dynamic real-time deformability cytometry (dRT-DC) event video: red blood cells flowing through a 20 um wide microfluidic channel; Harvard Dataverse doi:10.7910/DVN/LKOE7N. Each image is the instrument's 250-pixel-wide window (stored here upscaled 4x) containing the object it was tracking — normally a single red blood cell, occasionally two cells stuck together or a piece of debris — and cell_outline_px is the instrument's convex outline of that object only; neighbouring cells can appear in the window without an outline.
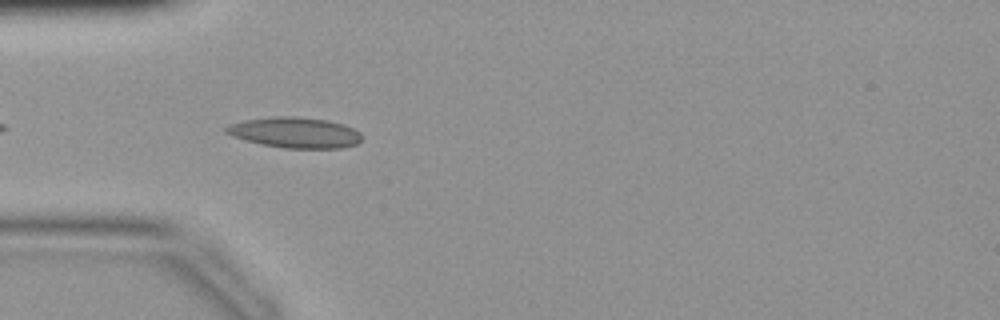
{"species": "common noctule bat (a hibernating species)", "species_latin": "Nyctalus noctula", "temperature_condition": "warm", "stored_images_in_passage": 7, "camera_frame_rate_fps": 3000, "um_per_image_px": 0.085, "animal": {"sex": "female", "body_mass_g": 19.9}, "frame": {"image": 1, "passage_image": 3, "time_ms": 0.667, "image_size_px": [1000, 320], "cell_outline_px": [[360, 140], [356, 144], [340, 148], [284, 148], [260, 144], [244, 140], [232, 136], [224, 132], [224, 128], [228, 124], [244, 120], [276, 116], [296, 116], [328, 120], [344, 124], [360, 132]], "centroid_in_image_um": [25.03, 11.26], "position_along_channel_um": 60.0, "area_um2": 24.33}}